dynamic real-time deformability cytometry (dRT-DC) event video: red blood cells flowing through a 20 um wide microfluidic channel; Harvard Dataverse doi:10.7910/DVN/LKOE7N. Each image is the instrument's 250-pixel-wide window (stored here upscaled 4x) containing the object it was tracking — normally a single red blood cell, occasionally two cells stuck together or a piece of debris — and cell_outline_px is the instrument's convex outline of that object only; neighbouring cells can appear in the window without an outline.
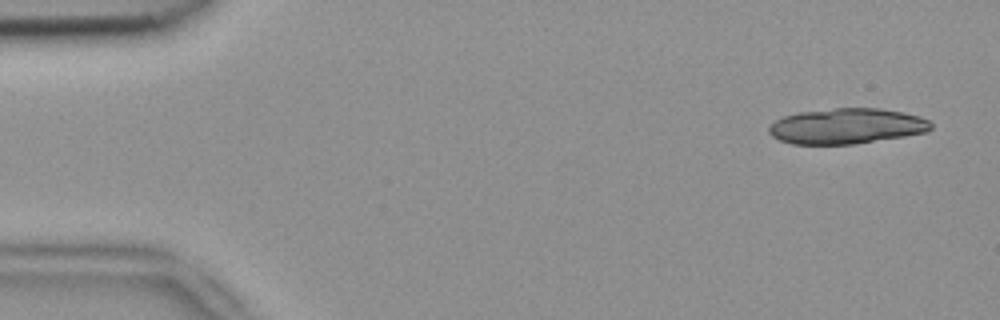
{"species": "common noctule bat (a hibernating species)", "species_latin": "Nyctalus noctula", "temperature_condition": "room temperature", "stored_images_in_passage": 7, "camera_frame_rate_fps": 3000, "um_per_image_px": 0.085, "animal": {"sex": "female", "body_mass_g": 18.4}, "frame": {"image": 1, "passage_image": 1, "time_ms": 0.0, "image_size_px": [1000, 320], "cell_outline_px": [[932, 128], [928, 132], [904, 136], [852, 144], [792, 144], [780, 140], [772, 136], [768, 132], [768, 128], [776, 120], [784, 116], [800, 112], [832, 108], [880, 108], [904, 112], [920, 116], [928, 120], [932, 124]], "centroid_in_image_um": [71.98, 10.71], "position_along_channel_um": 13.0, "area_um2": 33.52}}